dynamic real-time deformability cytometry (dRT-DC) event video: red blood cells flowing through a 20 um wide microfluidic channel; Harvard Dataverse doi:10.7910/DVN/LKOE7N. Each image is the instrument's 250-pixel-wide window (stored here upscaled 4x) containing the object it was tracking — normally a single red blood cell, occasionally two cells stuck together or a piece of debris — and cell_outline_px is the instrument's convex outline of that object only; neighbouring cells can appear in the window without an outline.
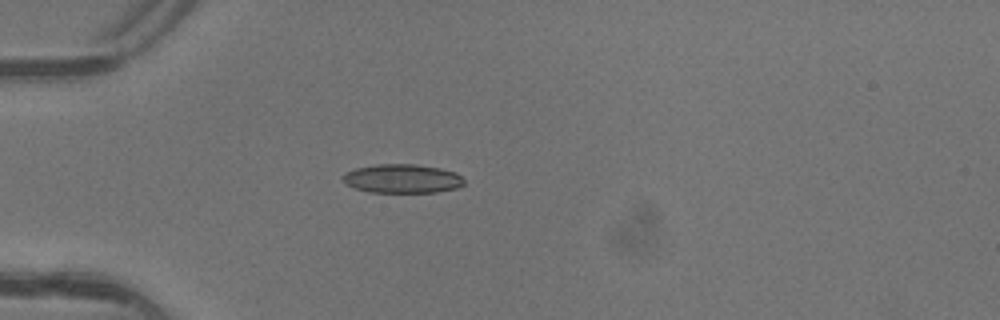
{"species": "common noctule bat (a hibernating species)", "species_latin": "Nyctalus noctula", "temperature_condition": "warm", "stored_images_in_passage": 3, "camera_frame_rate_fps": 3000, "um_per_image_px": 0.085, "animal": {"sex": "female"}, "frame": {"image": 1, "passage_image": 3, "time_ms": 0.667, "image_size_px": [1000, 320], "cell_outline_px": [[464, 184], [456, 188], [436, 192], [368, 192], [356, 188], [348, 184], [344, 180], [344, 172], [356, 168], [376, 164], [416, 164], [440, 168], [456, 172], [464, 180]], "centroid_in_image_um": [34.22, 15.17], "position_along_channel_um": 50.8, "area_um2": 20.29}}